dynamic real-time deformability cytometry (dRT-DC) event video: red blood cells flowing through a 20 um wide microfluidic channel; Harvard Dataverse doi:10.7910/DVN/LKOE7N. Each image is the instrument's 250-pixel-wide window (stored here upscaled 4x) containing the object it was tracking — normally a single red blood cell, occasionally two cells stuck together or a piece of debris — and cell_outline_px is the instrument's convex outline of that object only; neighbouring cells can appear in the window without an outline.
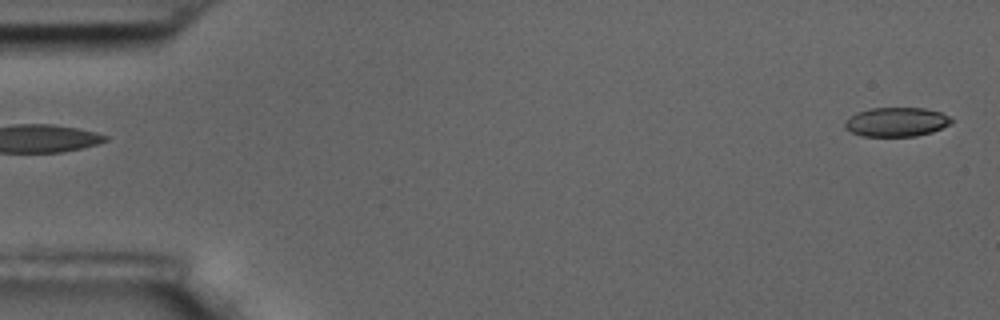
{"species": "common noctule bat (a hibernating species)", "species_latin": "Nyctalus noctula", "temperature_condition": "room temperature", "stored_images_in_passage": 57, "camera_frame_rate_fps": 3000, "um_per_image_px": 0.085, "animal": {"sex": "male", "body_mass_g": 17.5, "forearm_length_mm": 52.3}, "frame": {"image": 1, "passage_image": 1, "time_ms": 0.0, "image_size_px": [1000, 320], "cell_outline_px": [[952, 124], [932, 132], [916, 136], [860, 136], [844, 128], [844, 120], [856, 112], [872, 108], [924, 108], [940, 112], [948, 116], [952, 120]], "centroid_in_image_um": [76.17, 10.37], "position_along_channel_um": 8.8, "area_um2": 18.21}}
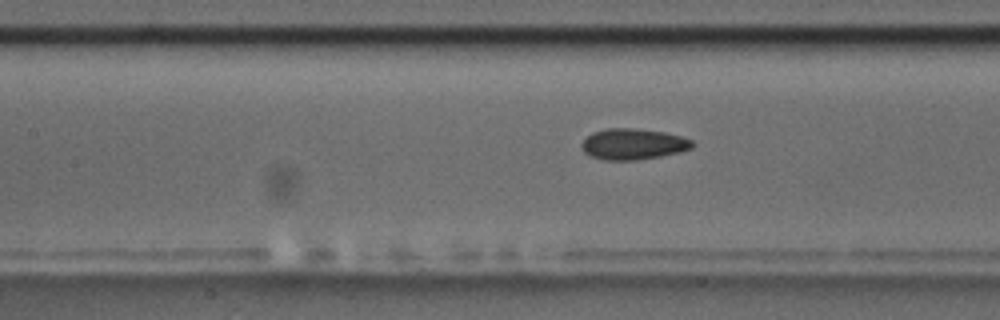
{"frame": {"image": 2, "passage_image": 25, "time_ms": 8.0, "image_size_px": [1000, 320], "cell_outline_px": [[696, 144], [692, 148], [680, 152], [660, 156], [636, 160], [604, 160], [588, 156], [584, 152], [580, 144], [592, 132], [604, 128], [632, 128], [664, 132], [680, 136], [692, 140]], "centroid_in_image_um": [53.8, 12.25], "position_along_channel_um": 153.6, "area_um2": 20.11}}
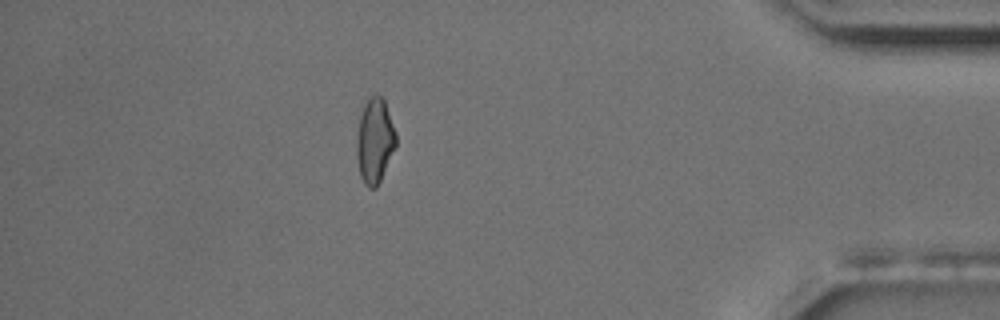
{"frame": {"image": 3, "passage_image": 50, "time_ms": 16.333, "image_size_px": [1000, 320], "cell_outline_px": [[396, 144], [380, 180], [376, 188], [368, 188], [364, 184], [360, 176], [356, 156], [356, 136], [360, 116], [364, 104], [372, 96], [380, 96], [384, 100], [396, 132]], "centroid_in_image_um": [31.83, 11.99], "position_along_channel_um": 403.4, "area_um2": 19.25}, "authors_computed_cell_mechanics": {"area_um2": 19.363, "velocity_mm_per_s": 3.5197, "shape_relaxation_time_tau1_ms": 8.0477, "shape_relaxation_time_tau2_ms": 1.4255, "deformation_change_tau1": 0.1418, "deformation_change_tau2": 0.0683}}